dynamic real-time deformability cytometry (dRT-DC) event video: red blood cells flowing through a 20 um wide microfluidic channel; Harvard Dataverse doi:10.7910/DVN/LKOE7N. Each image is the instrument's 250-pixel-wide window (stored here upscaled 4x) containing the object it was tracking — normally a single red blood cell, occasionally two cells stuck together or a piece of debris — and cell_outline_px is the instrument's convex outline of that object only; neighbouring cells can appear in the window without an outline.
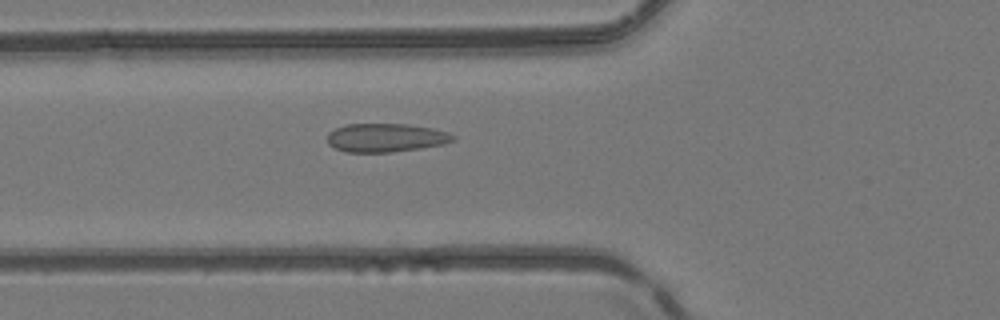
{"species": "common noctule bat (a hibernating species)", "species_latin": "Nyctalus noctula", "temperature_condition": "room temperature", "stored_images_in_passage": 44, "camera_frame_rate_fps": 3000, "um_per_image_px": 0.085, "animal": {"sex": "female", "body_mass_g": 24.6, "forearm_length_mm": 56.2}, "frame": {"image": 1, "passage_image": 13, "time_ms": 4.0, "image_size_px": [1000, 320], "cell_outline_px": [[456, 140], [444, 144], [420, 148], [392, 152], [348, 152], [336, 148], [328, 144], [328, 132], [336, 128], [348, 124], [408, 124], [432, 128], [448, 132], [456, 136]], "centroid_in_image_um": [32.83, 11.7], "position_along_channel_um": 93.0, "area_um2": 20.92}}
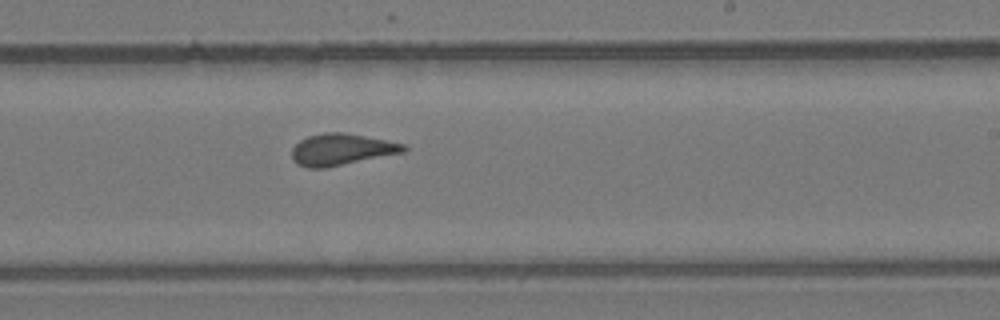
{"frame": {"image": 2, "passage_image": 25, "time_ms": 8.0, "image_size_px": [1000, 320], "cell_outline_px": [[408, 148], [404, 152], [324, 168], [308, 168], [296, 164], [292, 156], [292, 148], [300, 140], [308, 136], [324, 132], [344, 132], [404, 144]], "centroid_in_image_um": [28.99, 12.7], "position_along_channel_um": 260.0, "area_um2": 20.35}}
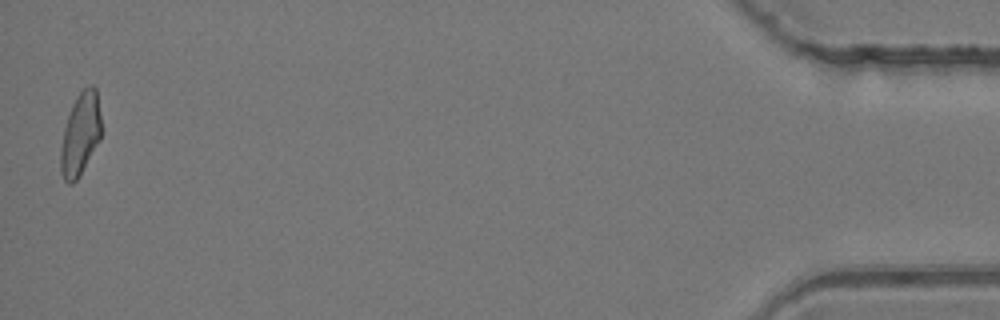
{"frame": {"image": 3, "passage_image": 44, "time_ms": 14.333, "image_size_px": [1000, 320], "cell_outline_px": [[100, 140], [80, 176], [72, 184], [68, 184], [64, 180], [60, 172], [60, 148], [64, 128], [72, 104], [76, 96], [88, 84], [92, 84], [96, 88], [100, 116]], "centroid_in_image_um": [6.81, 11.42], "position_along_channel_um": 428.4, "area_um2": 19.65}, "authors_computed_cell_mechanics": {"area_um2": 20.3167, "velocity_mm_per_s": 4.1585, "shape_relaxation_time_tau1_ms": null, "shape_relaxation_time_tau2_ms": 0.9916, "deformation_change_tau1": null, "deformation_change_tau2": 0.0779}}